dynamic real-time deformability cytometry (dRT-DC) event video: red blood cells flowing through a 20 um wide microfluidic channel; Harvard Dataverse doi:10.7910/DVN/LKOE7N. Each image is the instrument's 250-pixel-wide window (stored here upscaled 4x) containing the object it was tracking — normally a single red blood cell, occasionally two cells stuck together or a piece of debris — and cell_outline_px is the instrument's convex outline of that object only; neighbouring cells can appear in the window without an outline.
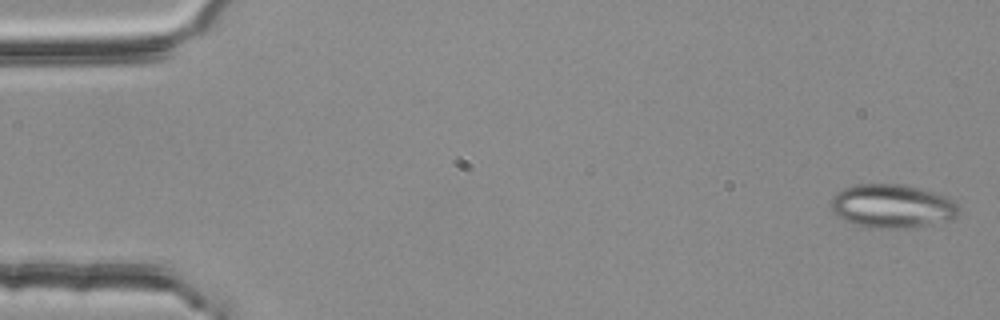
{"species": "common noctule bat (a hibernating species)", "species_latin": "Nyctalus noctula", "temperature_condition": "room temperature", "stored_images_in_passage": 54, "camera_frame_rate_fps": 3000, "um_per_image_px": 0.085, "animal": {"sex": "female", "body_mass_g": 25.1}, "frame": {"image": 1, "passage_image": 2, "time_ms": 0.333, "image_size_px": [1000, 320], "cell_outline_px": [[960, 212], [956, 216], [948, 220], [908, 228], [876, 228], [856, 224], [836, 216], [832, 212], [832, 200], [836, 192], [844, 188], [856, 184], [904, 184], [920, 188], [944, 196], [960, 204]], "centroid_in_image_um": [75.84, 17.51], "position_along_channel_um": 9.2, "area_um2": 32.37}}
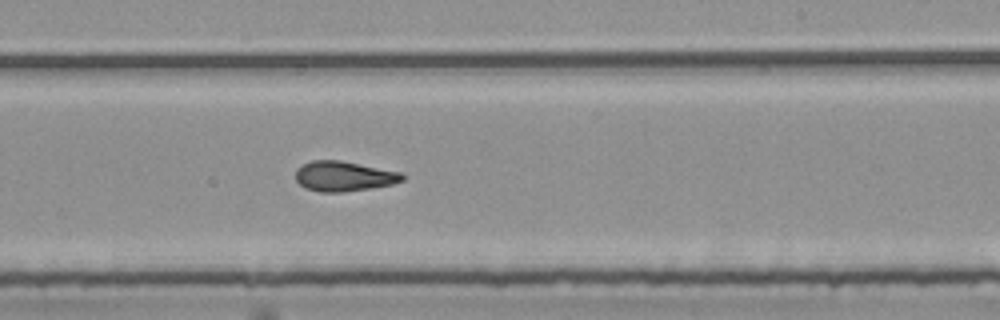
{"frame": {"image": 2, "passage_image": 33, "time_ms": 10.667, "image_size_px": [1000, 320], "cell_outline_px": [[404, 180], [392, 184], [344, 192], [320, 192], [304, 188], [296, 180], [296, 172], [304, 164], [312, 160], [340, 160], [400, 172], [404, 176]], "centroid_in_image_um": [29.22, 14.98], "position_along_channel_um": 259.8, "area_um2": 18.44}}
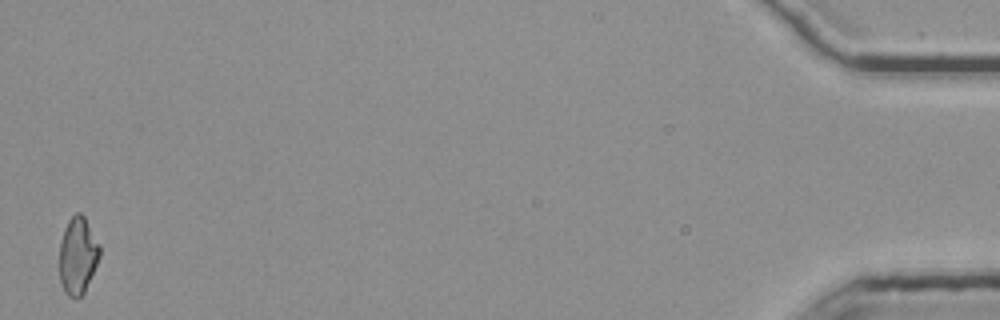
{"frame": {"image": 3, "passage_image": 54, "time_ms": 17.667, "image_size_px": [1000, 320], "cell_outline_px": [[100, 256], [84, 292], [80, 296], [68, 296], [64, 292], [60, 280], [60, 240], [64, 228], [68, 220], [76, 212], [80, 212], [84, 216], [100, 244]], "centroid_in_image_um": [6.61, 21.69], "position_along_channel_um": 428.6, "area_um2": 17.98}, "authors_computed_cell_mechanics": {"area_um2": 18.9006, "velocity_mm_per_s": 3.8029, "shape_relaxation_time_tau1_ms": null, "shape_relaxation_time_tau2_ms": 3.2955, "deformation_change_tau1": null, "deformation_change_tau2": 0.1141}}